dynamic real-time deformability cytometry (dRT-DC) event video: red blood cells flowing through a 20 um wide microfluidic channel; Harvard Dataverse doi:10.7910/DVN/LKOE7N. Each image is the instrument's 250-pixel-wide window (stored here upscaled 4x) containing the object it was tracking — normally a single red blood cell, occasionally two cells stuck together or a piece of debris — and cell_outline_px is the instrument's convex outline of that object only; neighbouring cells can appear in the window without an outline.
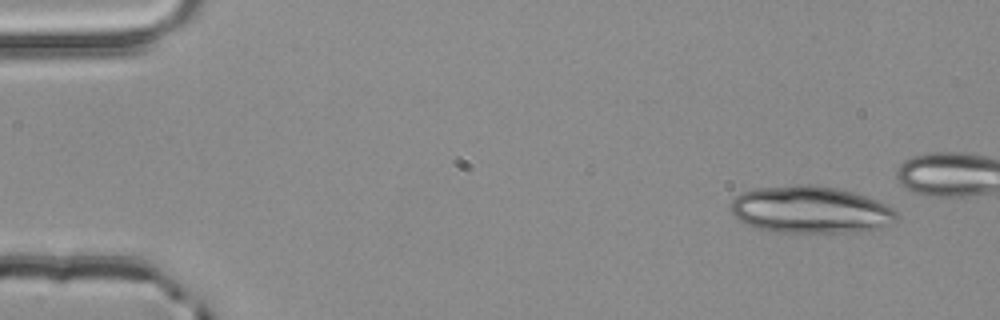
{"species": "common noctule bat (a hibernating species)", "species_latin": "Nyctalus noctula", "temperature_condition": "room temperature", "stored_images_in_passage": 5, "camera_frame_rate_fps": 3000, "um_per_image_px": 0.085, "animal": {"sex": "male", "body_mass_g": 20.4}, "frame": {"image": 1, "passage_image": 1, "time_ms": 0.0, "image_size_px": [1000, 320], "cell_outline_px": [[900, 216], [896, 220], [884, 228], [872, 232], [772, 232], [756, 228], [744, 224], [732, 212], [732, 200], [740, 192], [756, 188], [796, 184], [816, 184], [836, 188], [852, 192], [876, 200], [892, 208]], "centroid_in_image_um": [68.92, 17.84], "position_along_channel_um": 16.1, "area_um2": 46.07}}
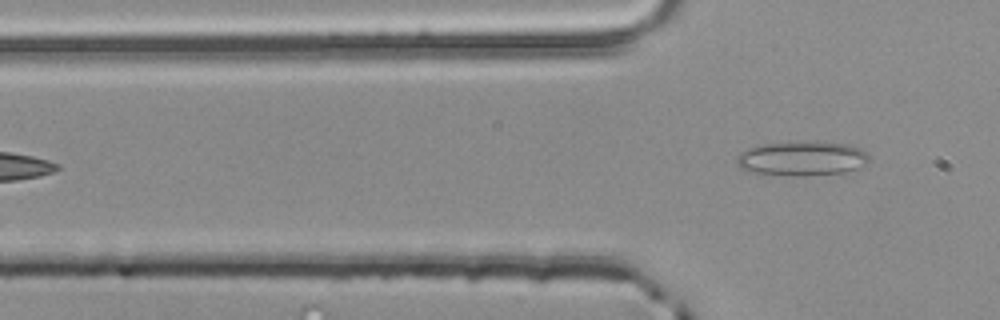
{"frame": {"image": 2, "passage_image": 5, "time_ms": 1.333, "image_size_px": [1000, 320], "cell_outline_px": [[868, 164], [844, 172], [808, 176], [792, 176], [748, 172], [740, 168], [736, 164], [736, 156], [740, 152], [748, 148], [764, 144], [848, 144], [860, 148], [868, 156]], "centroid_in_image_um": [68.11, 13.53], "position_along_channel_um": 57.7, "area_um2": 25.84}}